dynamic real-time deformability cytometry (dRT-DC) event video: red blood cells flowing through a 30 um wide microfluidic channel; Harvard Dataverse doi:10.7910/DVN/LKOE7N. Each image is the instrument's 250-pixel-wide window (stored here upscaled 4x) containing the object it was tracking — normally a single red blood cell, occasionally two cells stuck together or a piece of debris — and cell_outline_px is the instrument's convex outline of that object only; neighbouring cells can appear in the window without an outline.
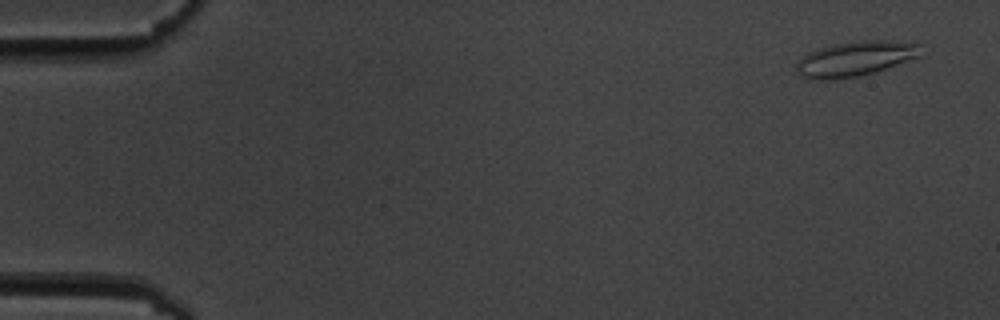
{"species": "common noctule bat (a hibernating species)", "species_latin": "Nyctalus noctula", "temperature_condition": "cold", "stored_images_in_passage": 8, "camera_frame_rate_fps": 3000, "um_per_image_px": 0.085, "animal": {"sex": "male", "body_mass_g": 19.5, "forearm_length_mm": 54.6}, "frame": {"image": 1, "passage_image": 1, "time_ms": 0.0, "image_size_px": [1000, 320], "cell_outline_px": [[924, 56], [876, 72], [860, 76], [832, 80], [812, 80], [800, 76], [796, 72], [796, 64], [804, 56], [820, 48], [832, 44], [864, 40], [924, 40]], "centroid_in_image_um": [72.9, 4.97], "position_along_channel_um": 12.1, "area_um2": 26.47}}
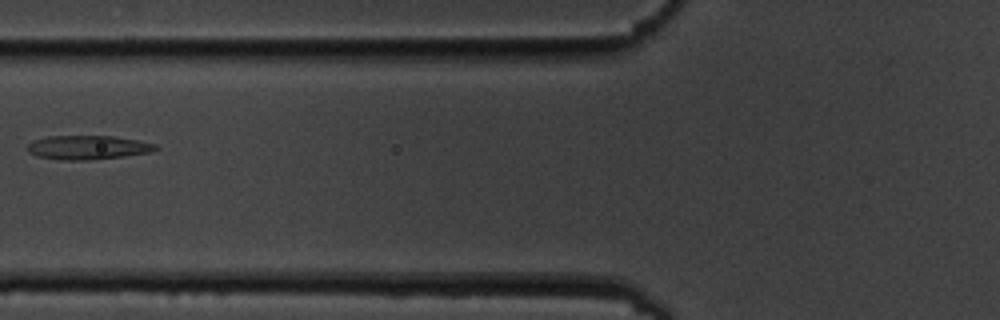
{"frame": {"image": 2, "passage_image": 6, "time_ms": 6.667, "image_size_px": [1000, 320], "cell_outline_px": [[160, 148], [152, 152], [124, 156], [88, 160], [60, 160], [36, 156], [28, 152], [28, 144], [32, 140], [48, 136], [112, 136], [136, 140], [156, 144]], "centroid_in_image_um": [7.45, 12.53], "position_along_channel_um": 118.3, "area_um2": 17.98}}
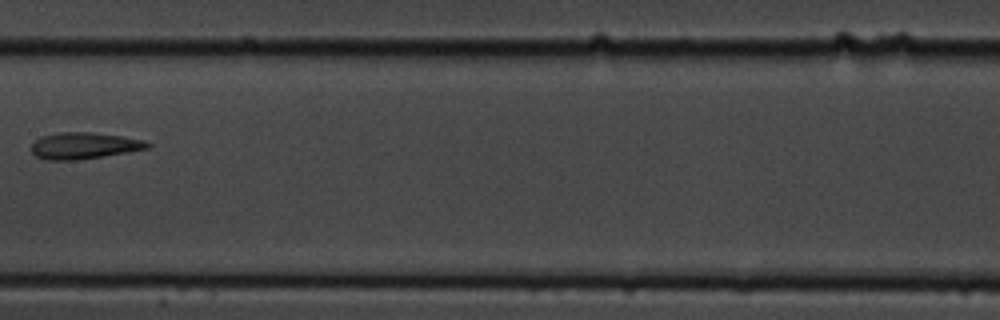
{"frame": {"image": 3, "passage_image": 8, "time_ms": 9.0, "image_size_px": [1000, 320], "cell_outline_px": [[152, 144], [148, 148], [128, 152], [104, 156], [76, 160], [48, 160], [36, 156], [32, 152], [32, 144], [40, 136], [60, 132], [88, 132], [120, 136], [144, 140]], "centroid_in_image_um": [7.13, 12.38], "position_along_channel_um": 200.3, "area_um2": 17.8}}